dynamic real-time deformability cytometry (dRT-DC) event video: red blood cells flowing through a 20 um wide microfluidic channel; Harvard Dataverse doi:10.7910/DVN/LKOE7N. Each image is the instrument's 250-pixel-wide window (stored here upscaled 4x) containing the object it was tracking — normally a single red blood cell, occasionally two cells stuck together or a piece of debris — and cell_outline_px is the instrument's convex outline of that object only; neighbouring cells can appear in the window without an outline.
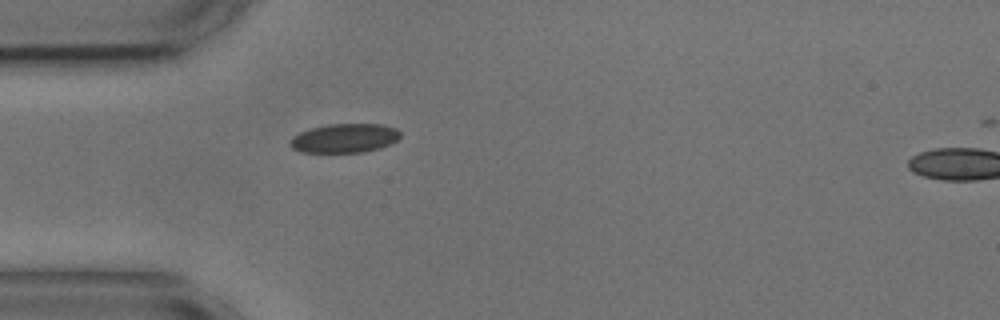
{"species": "common noctule bat (a hibernating species)", "species_latin": "Nyctalus noctula", "temperature_condition": "cold", "stored_images_in_passage": 2, "segment_of_instrument_passage": [1, 2], "camera_frame_rate_fps": 3000, "um_per_image_px": 0.085, "animal": {"sex": "male", "body_mass_g": 17.9, "forearm_length_mm": 54.2}, "frame": {"image": 1, "passage_image": 1, "time_ms": 0.0, "image_size_px": [1000, 320], "cell_outline_px": [[400, 136], [396, 140], [380, 148], [364, 152], [300, 152], [292, 148], [288, 144], [288, 140], [292, 136], [300, 132], [312, 128], [328, 124], [380, 124], [396, 128], [400, 132]], "centroid_in_image_um": [29.24, 11.75], "position_along_channel_um": 55.8, "area_um2": 18.67}}